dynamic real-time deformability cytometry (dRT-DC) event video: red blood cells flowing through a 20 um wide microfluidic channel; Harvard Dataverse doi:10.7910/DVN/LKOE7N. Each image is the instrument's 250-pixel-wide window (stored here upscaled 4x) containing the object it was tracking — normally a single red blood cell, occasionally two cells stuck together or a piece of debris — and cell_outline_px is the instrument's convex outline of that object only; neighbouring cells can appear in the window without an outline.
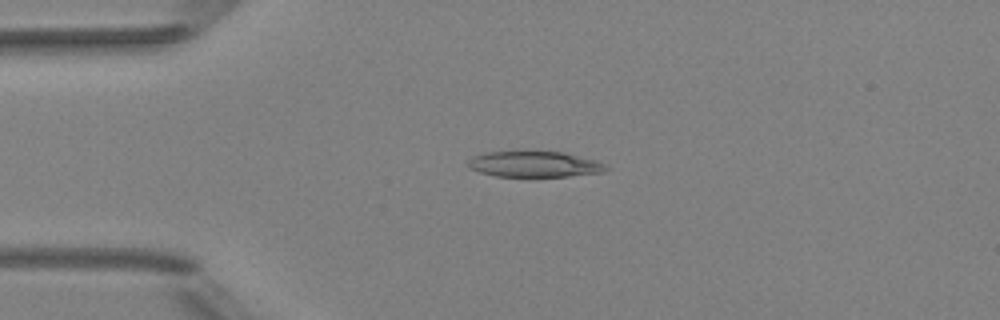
{"species": "Egyptian fruit bat (a non-hibernating species)", "species_latin": "Rousettus aegyptiacus", "temperature_condition": "room temperature", "stored_images_in_passage": 3, "camera_frame_rate_fps": 3000, "um_per_image_px": 0.085, "animal": {"sex": "female"}, "frame": {"image": 1, "passage_image": 1, "time_ms": 0.0, "image_size_px": [1000, 320], "cell_outline_px": [[612, 168], [604, 172], [568, 176], [496, 176], [480, 172], [468, 168], [464, 164], [472, 156], [484, 152], [564, 152], [596, 160]], "centroid_in_image_um": [45.41, 13.96], "position_along_channel_um": 39.6, "area_um2": 20.81}}
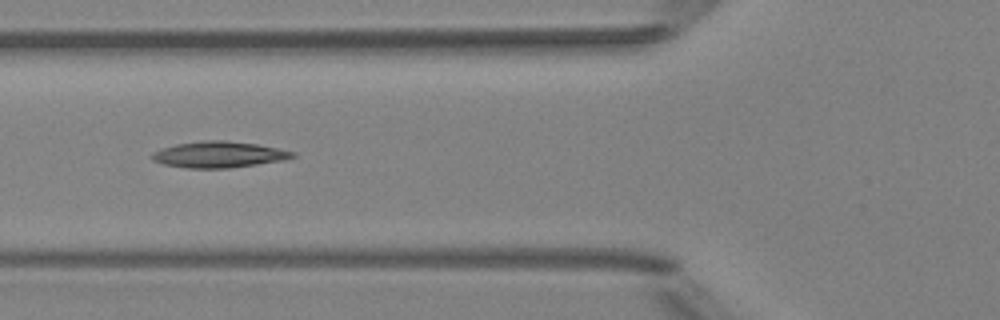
{"frame": {"image": 2, "passage_image": 3, "time_ms": 2.333, "image_size_px": [1000, 320], "cell_outline_px": [[296, 156], [284, 160], [228, 168], [184, 168], [164, 164], [152, 160], [152, 152], [176, 144], [208, 140], [224, 140], [256, 144], [296, 152]], "centroid_in_image_um": [18.6, 13.14], "position_along_channel_um": 107.2, "area_um2": 21.21}}